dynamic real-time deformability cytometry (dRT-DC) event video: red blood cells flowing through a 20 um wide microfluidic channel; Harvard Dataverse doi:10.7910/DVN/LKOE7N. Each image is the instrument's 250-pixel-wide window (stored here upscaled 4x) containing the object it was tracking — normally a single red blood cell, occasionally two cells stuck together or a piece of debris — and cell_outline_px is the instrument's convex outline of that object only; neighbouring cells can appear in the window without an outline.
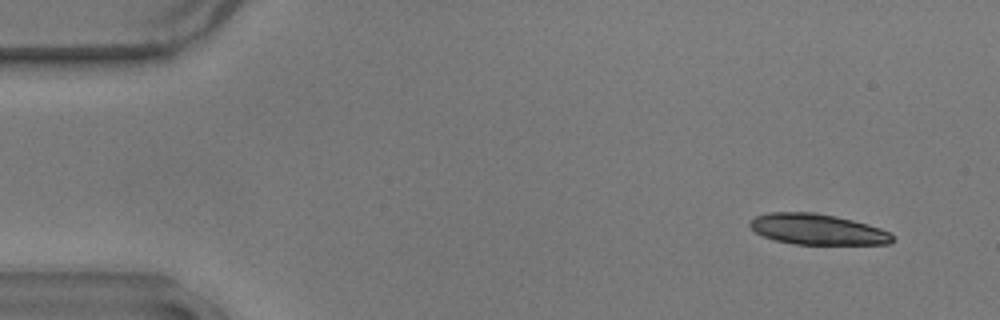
{"species": "common noctule bat (a hibernating species)", "species_latin": "Nyctalus noctula", "temperature_condition": "warm", "stored_images_in_passage": 10, "camera_frame_rate_fps": 3000, "um_per_image_px": 0.085, "animal": {"sex": "male", "body_mass_g": 17.9}, "frame": {"image": 1, "passage_image": 4, "time_ms": 1.0, "image_size_px": [1000, 320], "cell_outline_px": [[892, 240], [888, 244], [796, 244], [772, 240], [756, 232], [748, 224], [756, 216], [768, 212], [816, 212], [836, 216], [868, 224], [880, 228], [888, 232], [892, 236]], "centroid_in_image_um": [69.45, 19.48], "position_along_channel_um": 15.6, "area_um2": 25.37}}